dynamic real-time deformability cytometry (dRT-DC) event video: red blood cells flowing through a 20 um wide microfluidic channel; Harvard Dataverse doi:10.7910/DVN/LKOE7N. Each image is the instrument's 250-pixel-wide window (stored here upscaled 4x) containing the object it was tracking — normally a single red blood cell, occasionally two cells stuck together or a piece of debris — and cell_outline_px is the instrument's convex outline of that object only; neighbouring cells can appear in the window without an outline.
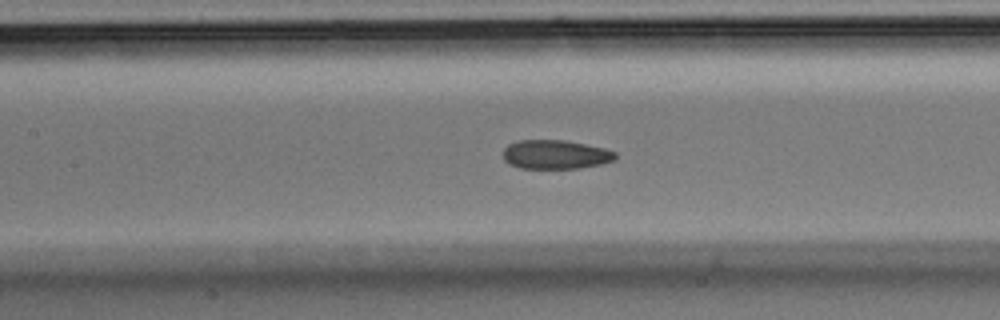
{"species": "Egyptian fruit bat (a non-hibernating species)", "species_latin": "Rousettus aegyptiacus", "temperature_condition": "room temperature", "stored_images_in_passage": 33, "camera_frame_rate_fps": 3000, "um_per_image_px": 0.085, "animal": {"sex": "male"}, "frame": {"image": 1, "passage_image": 7, "time_ms": 2.0, "image_size_px": [1000, 320], "cell_outline_px": [[616, 160], [600, 164], [580, 168], [520, 168], [508, 164], [504, 160], [504, 148], [508, 144], [516, 140], [564, 140], [604, 148], [616, 152]], "centroid_in_image_um": [47.2, 13.13], "position_along_channel_um": 160.2, "area_um2": 19.02}}
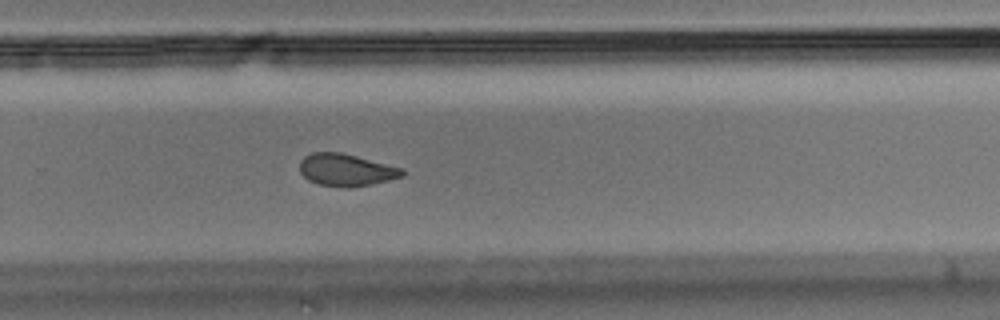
{"frame": {"image": 2, "passage_image": 17, "time_ms": 5.333, "image_size_px": [1000, 320], "cell_outline_px": [[404, 176], [372, 184], [352, 188], [344, 188], [320, 184], [308, 180], [300, 172], [300, 160], [304, 156], [312, 152], [340, 152], [404, 168]], "centroid_in_image_um": [29.42, 14.45], "position_along_channel_um": 300.4, "area_um2": 19.36}}
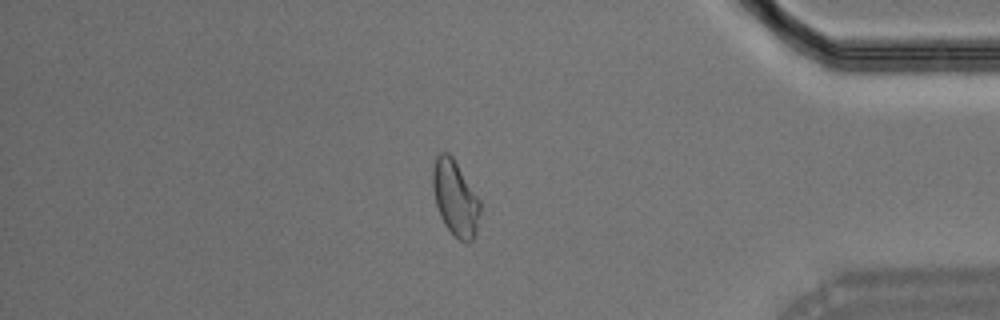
{"frame": {"image": 3, "passage_image": 26, "time_ms": 8.333, "image_size_px": [1000, 320], "cell_outline_px": [[480, 212], [476, 232], [472, 240], [468, 244], [460, 240], [444, 224], [440, 216], [436, 204], [432, 188], [432, 168], [436, 156], [440, 152], [448, 152], [452, 156], [480, 200]], "centroid_in_image_um": [38.68, 16.82], "position_along_channel_um": 396.5, "area_um2": 20.75}}